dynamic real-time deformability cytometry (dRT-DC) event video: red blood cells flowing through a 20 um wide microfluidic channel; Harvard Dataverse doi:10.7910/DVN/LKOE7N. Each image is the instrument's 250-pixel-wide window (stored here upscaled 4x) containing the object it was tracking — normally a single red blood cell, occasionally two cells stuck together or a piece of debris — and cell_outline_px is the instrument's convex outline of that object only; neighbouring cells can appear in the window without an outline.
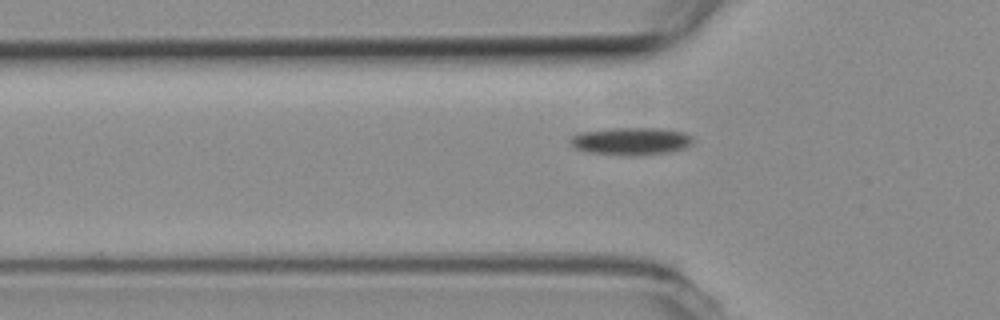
{"species": "common noctule bat (a hibernating species)", "species_latin": "Nyctalus noctula", "temperature_condition": "room temperature", "stored_images_in_passage": 26, "camera_frame_rate_fps": 3000, "um_per_image_px": 0.085, "animal": {"sex": "female", "body_mass_g": 19.3, "forearm_length_mm": 54.1}, "frame": {"image": 1, "passage_image": 5, "time_ms": 1.333, "image_size_px": [1000, 320], "cell_outline_px": [[692, 140], [684, 148], [668, 152], [636, 156], [624, 156], [588, 152], [576, 148], [568, 140], [572, 136], [580, 132], [608, 128], [660, 128], [684, 132], [692, 136]], "centroid_in_image_um": [53.6, 12.0], "position_along_channel_um": 72.2, "area_um2": 19.77}}
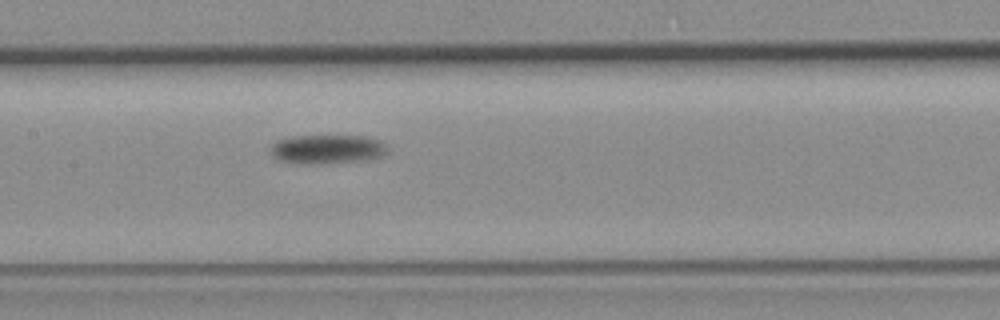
{"frame": {"image": 2, "passage_image": 14, "time_ms": 4.333, "image_size_px": [1000, 320], "cell_outline_px": [[388, 152], [380, 156], [364, 160], [316, 164], [308, 164], [280, 160], [272, 156], [272, 144], [276, 140], [292, 136], [368, 136], [380, 140], [388, 148]], "centroid_in_image_um": [27.83, 12.67], "position_along_channel_um": 179.6, "area_um2": 19.71}}
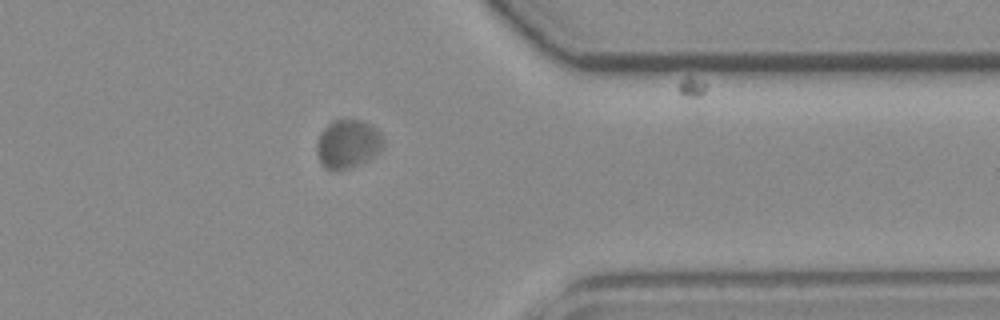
{"frame": {"image": 3, "passage_image": 25, "time_ms": 8.0, "image_size_px": [1000, 320], "cell_outline_px": [[384, 148], [380, 152], [348, 168], [324, 168], [320, 164], [316, 152], [316, 144], [320, 132], [332, 120], [360, 120], [372, 124], [384, 136]], "centroid_in_image_um": [29.57, 12.19], "position_along_channel_um": 381.8, "area_um2": 18.79}}